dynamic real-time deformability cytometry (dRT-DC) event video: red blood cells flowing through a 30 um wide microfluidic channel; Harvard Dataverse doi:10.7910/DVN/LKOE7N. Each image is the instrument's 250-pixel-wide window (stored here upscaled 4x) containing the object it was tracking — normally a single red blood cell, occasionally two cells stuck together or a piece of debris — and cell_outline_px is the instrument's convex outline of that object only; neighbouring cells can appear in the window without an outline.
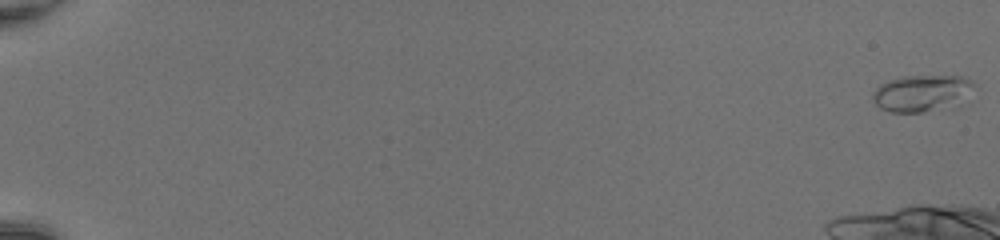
{"species": "common noctule bat (a hibernating species)", "species_latin": "Nyctalus noctula", "temperature_condition": "room temperature", "stored_images_in_passage": 20, "camera_frame_rate_fps": 3000, "um_per_image_px": 0.085, "animal": {"sex": "female", "body_mass_g": 20.0, "forearm_length_mm": 54.0}, "frame": {"image": 1, "passage_image": 1, "time_ms": 0.0, "image_size_px": [1000, 240], "cell_outline_px": [[980, 88], [972, 104], [960, 108], [924, 112], [892, 112], [880, 108], [872, 100], [872, 92], [880, 84], [888, 80], [904, 76], [960, 76], [972, 80]], "centroid_in_image_um": [78.63, 7.96], "position_along_channel_um": 6.4, "area_um2": 23.58}}
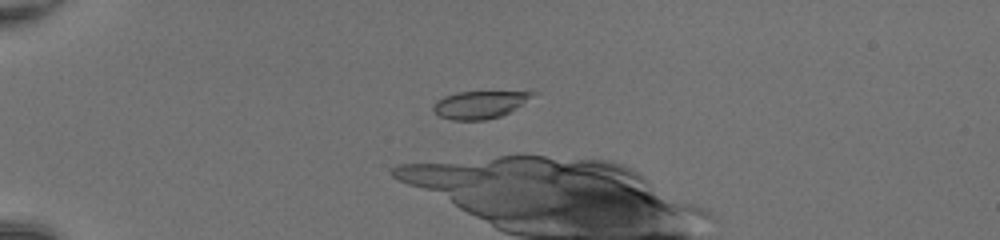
{"frame": {"image": 2, "passage_image": 16, "time_ms": 5.0, "image_size_px": [1000, 240], "cell_outline_px": [[536, 92], [532, 96], [508, 112], [500, 116], [484, 120], [452, 120], [440, 116], [432, 108], [432, 104], [436, 100], [444, 96], [456, 92]], "centroid_in_image_um": [40.66, 8.9], "position_along_channel_um": 44.3, "area_um2": 15.49}}